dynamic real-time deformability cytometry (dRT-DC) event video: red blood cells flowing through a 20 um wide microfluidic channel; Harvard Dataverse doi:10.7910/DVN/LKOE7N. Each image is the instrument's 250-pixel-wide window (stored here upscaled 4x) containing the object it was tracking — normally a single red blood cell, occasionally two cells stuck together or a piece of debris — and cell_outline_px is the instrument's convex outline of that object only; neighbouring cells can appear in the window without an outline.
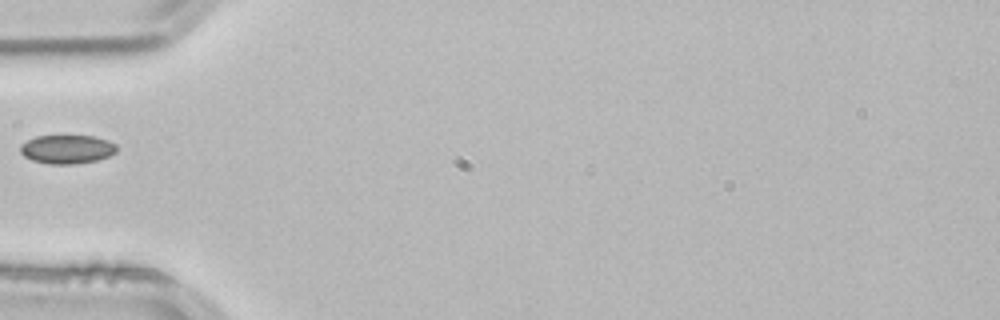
{"species": "common noctule bat (a hibernating species)", "species_latin": "Nyctalus noctula", "temperature_condition": "room temperature", "stored_images_in_passage": 36, "camera_frame_rate_fps": 3000, "um_per_image_px": 0.085, "animal": {"sex": "male", "body_mass_g": 21.5, "forearm_length_mm": 52.0}, "frame": {"image": 1, "passage_image": 1, "time_ms": 0.0, "image_size_px": [1000, 320], "cell_outline_px": [[116, 152], [108, 156], [96, 160], [76, 164], [48, 164], [32, 160], [24, 156], [20, 152], [20, 144], [36, 136], [92, 136], [108, 140], [116, 144]], "centroid_in_image_um": [5.68, 12.69], "position_along_channel_um": 79.3, "area_um2": 16.13}}
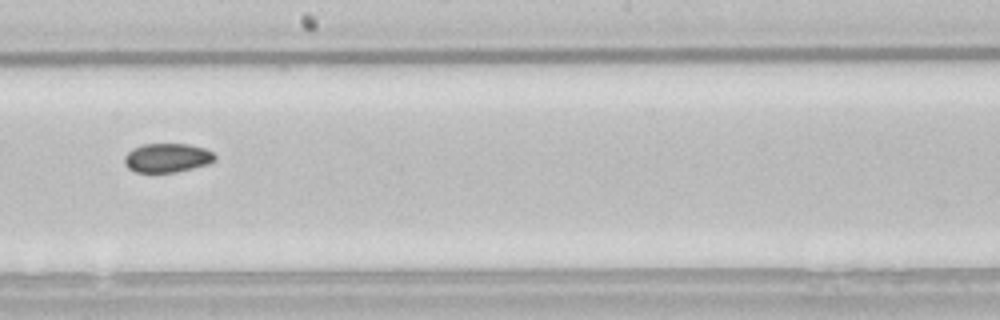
{"frame": {"image": 2, "passage_image": 13, "time_ms": 4.0, "image_size_px": [1000, 320], "cell_outline_px": [[216, 160], [208, 164], [176, 172], [136, 172], [128, 168], [124, 164], [124, 156], [132, 148], [144, 144], [188, 144], [204, 148], [212, 152], [216, 156]], "centroid_in_image_um": [14.2, 13.41], "position_along_channel_um": 234.0, "area_um2": 15.32}}
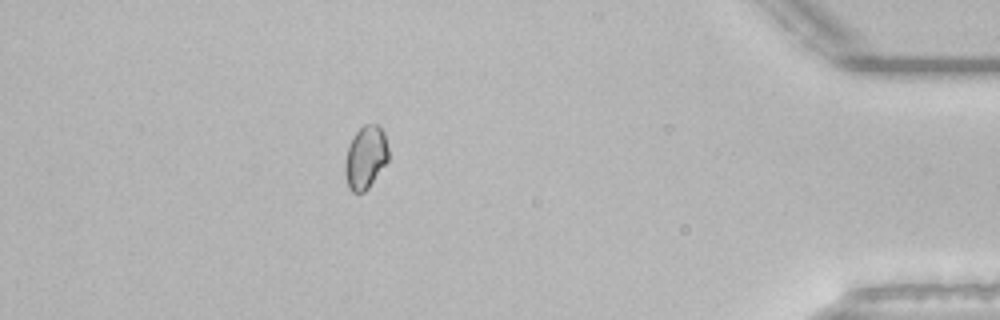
{"frame": {"image": 3, "passage_image": 30, "time_ms": 9.667, "image_size_px": [1000, 320], "cell_outline_px": [[388, 160], [368, 188], [364, 192], [352, 192], [348, 188], [344, 172], [344, 164], [348, 144], [356, 132], [364, 124], [376, 124], [384, 132], [388, 148]], "centroid_in_image_um": [31.05, 13.38], "position_along_channel_um": 404.2, "area_um2": 15.95}}